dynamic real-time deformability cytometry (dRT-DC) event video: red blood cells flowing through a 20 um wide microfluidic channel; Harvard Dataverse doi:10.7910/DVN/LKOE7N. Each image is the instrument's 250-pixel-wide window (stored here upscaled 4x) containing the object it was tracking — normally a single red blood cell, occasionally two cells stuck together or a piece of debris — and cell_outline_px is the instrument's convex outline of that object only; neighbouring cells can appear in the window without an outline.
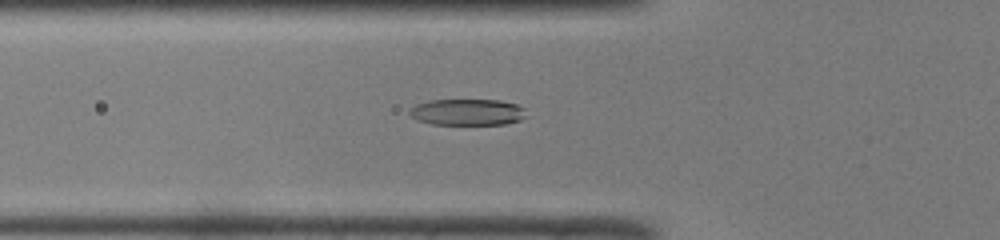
{"species": "common noctule bat (a hibernating species)", "species_latin": "Nyctalus noctula", "temperature_condition": "room temperature", "stored_images_in_passage": 49, "camera_frame_rate_fps": 3000, "um_per_image_px": 0.085, "animal": {"sex": "male", "body_mass_g": 19.0, "forearm_length_mm": 50.8}, "frame": {"image": 1, "passage_image": 17, "time_ms": 5.333, "image_size_px": [1000, 240], "cell_outline_px": [[528, 116], [520, 120], [504, 124], [432, 124], [416, 120], [408, 112], [416, 104], [432, 100], [500, 100], [516, 104], [524, 108]], "centroid_in_image_um": [39.76, 9.53], "position_along_channel_um": 86.0, "area_um2": 17.92}}
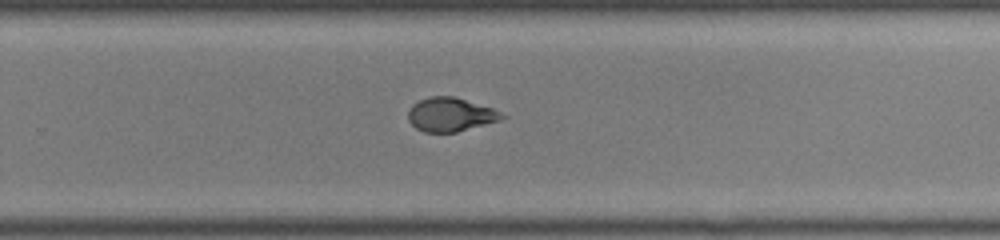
{"frame": {"image": 2, "passage_image": 32, "time_ms": 10.333, "image_size_px": [1000, 240], "cell_outline_px": [[508, 116], [500, 120], [456, 132], [424, 132], [416, 128], [408, 120], [408, 108], [412, 104], [420, 100], [432, 96], [452, 96], [492, 108]], "centroid_in_image_um": [38.26, 9.74], "position_along_channel_um": 291.5, "area_um2": 18.32}}
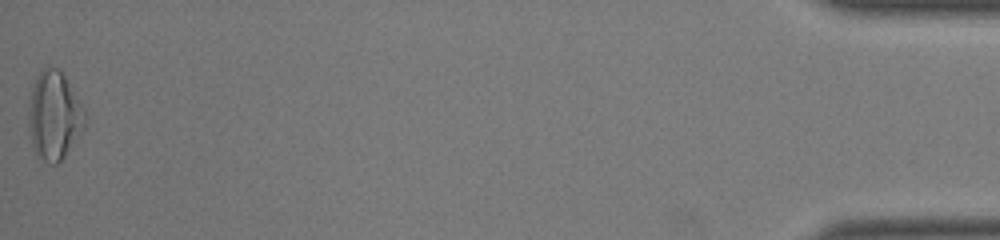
{"frame": {"image": 3, "passage_image": 49, "time_ms": 16.0, "image_size_px": [1000, 240], "cell_outline_px": [[88, 116], [84, 128], [64, 156], [56, 164], [52, 164], [36, 156], [32, 144], [28, 124], [28, 112], [32, 88], [36, 76], [40, 68], [56, 68], [64, 76], [84, 108]], "centroid_in_image_um": [4.6, 9.83], "position_along_channel_um": 430.6, "area_um2": 28.84}, "authors_computed_cell_mechanics": {"area_um2": 19.074, "velocity_mm_per_s": 4.1096, "shape_relaxation_time_tau1_ms": 7.074, "shape_relaxation_time_tau2_ms": 1.1757, "deformation_change_tau1": 0.2712, "deformation_change_tau2": 0.0601}}